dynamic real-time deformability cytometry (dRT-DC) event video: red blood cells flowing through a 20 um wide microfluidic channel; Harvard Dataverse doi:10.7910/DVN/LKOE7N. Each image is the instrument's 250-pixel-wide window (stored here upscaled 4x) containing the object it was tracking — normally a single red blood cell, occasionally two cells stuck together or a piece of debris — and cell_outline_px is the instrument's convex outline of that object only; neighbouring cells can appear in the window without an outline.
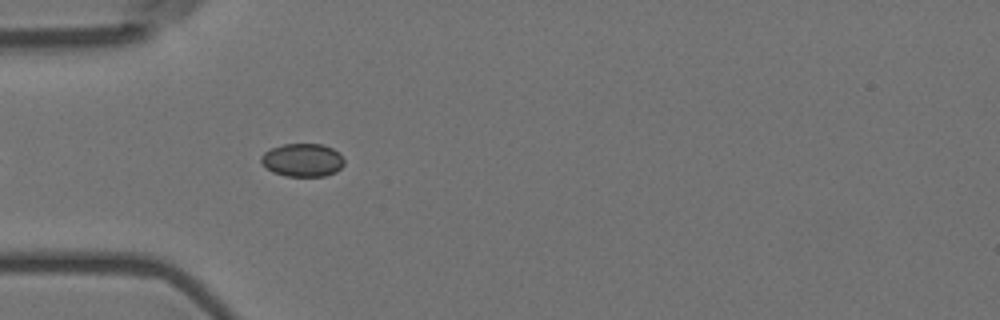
{"species": "Egyptian fruit bat (a non-hibernating species)", "species_latin": "Rousettus aegyptiacus", "temperature_condition": "room temperature", "stored_images_in_passage": 44, "camera_frame_rate_fps": 3000, "um_per_image_px": 0.085, "animal": {"sex": "female"}, "frame": {"image": 1, "passage_image": 5, "time_ms": 1.333, "image_size_px": [1000, 320], "cell_outline_px": [[344, 164], [336, 172], [324, 176], [284, 176], [272, 172], [260, 160], [260, 156], [264, 152], [272, 148], [284, 144], [320, 144], [332, 148], [344, 160]], "centroid_in_image_um": [25.7, 13.61], "position_along_channel_um": 59.3, "area_um2": 15.9}}
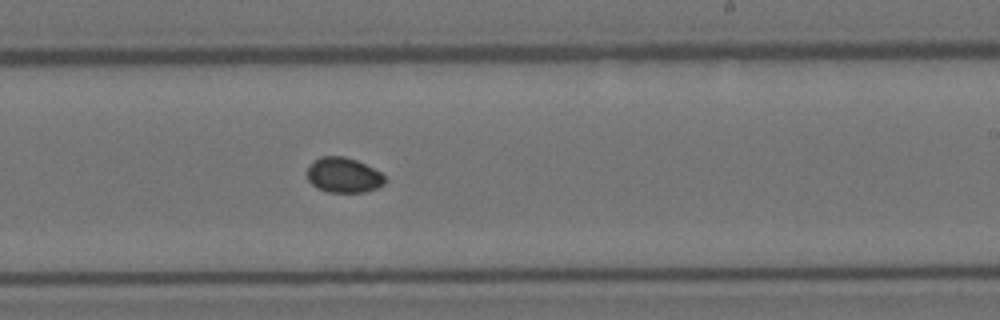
{"frame": {"image": 2, "passage_image": 22, "time_ms": 7.0, "image_size_px": [1000, 320], "cell_outline_px": [[388, 180], [384, 184], [376, 188], [364, 192], [328, 192], [316, 188], [308, 180], [308, 168], [320, 156], [344, 156], [356, 160], [380, 172]], "centroid_in_image_um": [29.22, 14.9], "position_along_channel_um": 259.8, "area_um2": 15.78}}
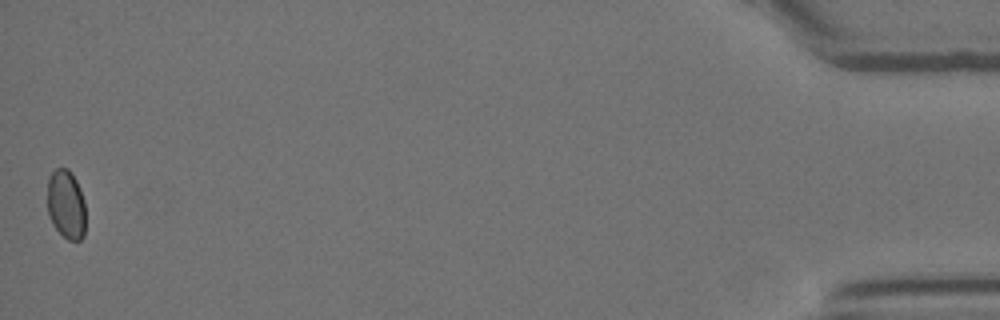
{"frame": {"image": 3, "passage_image": 44, "time_ms": 14.333, "image_size_px": [1000, 320], "cell_outline_px": [[84, 236], [80, 240], [68, 240], [52, 224], [48, 212], [48, 176], [56, 168], [68, 168], [76, 180], [80, 188], [84, 200]], "centroid_in_image_um": [5.61, 17.35], "position_along_channel_um": 429.6, "area_um2": 15.32}}